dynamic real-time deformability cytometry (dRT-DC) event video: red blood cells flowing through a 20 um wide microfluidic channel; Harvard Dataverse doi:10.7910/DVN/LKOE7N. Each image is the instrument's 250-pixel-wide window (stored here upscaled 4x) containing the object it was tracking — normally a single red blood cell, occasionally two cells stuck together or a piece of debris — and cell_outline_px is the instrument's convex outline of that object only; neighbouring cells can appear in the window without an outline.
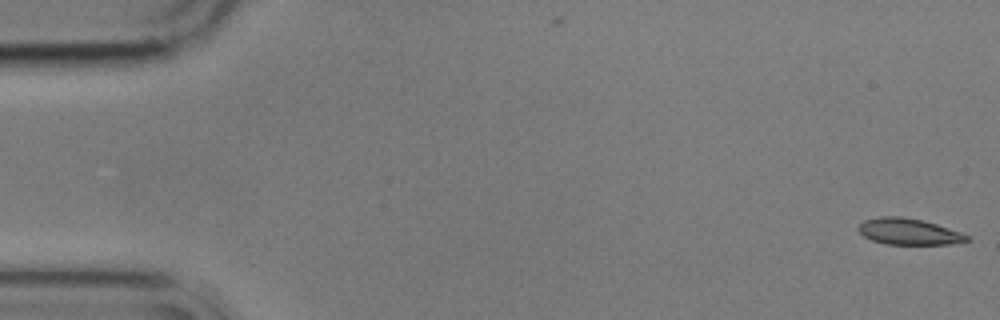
{"species": "common noctule bat (a hibernating species)", "species_latin": "Nyctalus noctula", "temperature_condition": "cold", "stored_images_in_passage": 56, "camera_frame_rate_fps": 3000, "um_per_image_px": 0.085, "animal": {"sex": "male", "body_mass_g": 17.9}, "frame": {"image": 1, "passage_image": 1, "time_ms": 0.0, "image_size_px": [1000, 320], "cell_outline_px": [[972, 240], [948, 244], [884, 244], [872, 240], [864, 236], [856, 228], [864, 220], [880, 216], [900, 216], [920, 220], [936, 224], [960, 232], [968, 236]], "centroid_in_image_um": [77.21, 19.68], "position_along_channel_um": 7.8, "area_um2": 16.47}}
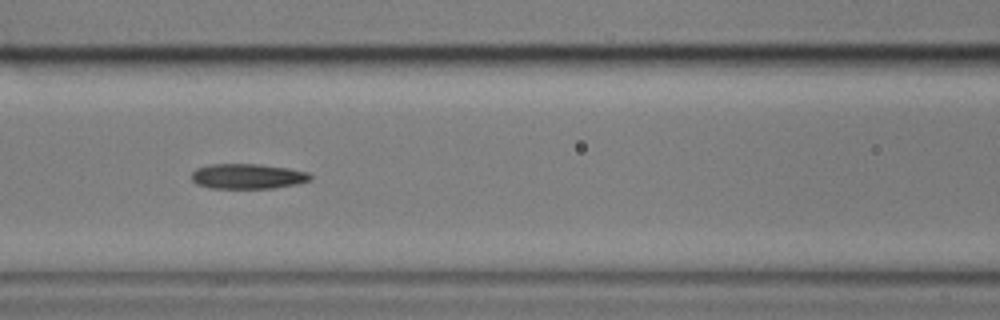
{"frame": {"image": 2, "passage_image": 24, "time_ms": 7.667, "image_size_px": [1000, 320], "cell_outline_px": [[312, 180], [296, 184], [272, 188], [212, 188], [196, 184], [192, 180], [192, 172], [196, 168], [208, 164], [260, 164], [288, 168], [308, 172], [312, 176]], "centroid_in_image_um": [21.05, 14.98], "position_along_channel_um": 145.6, "area_um2": 17.46}}
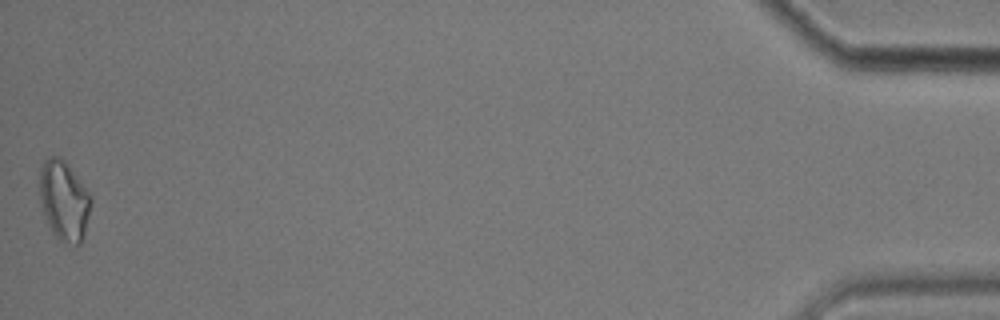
{"frame": {"image": 3, "passage_image": 56, "time_ms": 18.333, "image_size_px": [1000, 320], "cell_outline_px": [[92, 200], [84, 236], [80, 244], [76, 244], [60, 240], [52, 232], [48, 224], [40, 200], [40, 168], [44, 160], [52, 156], [60, 156], [64, 160], [92, 196]], "centroid_in_image_um": [5.45, 17.03], "position_along_channel_um": 429.8, "area_um2": 23.58}, "authors_computed_cell_mechanics": {"area_um2": 17.5712, "velocity_mm_per_s": 3.5441, "shape_relaxation_time_tau1_ms": null, "shape_relaxation_time_tau2_ms": 10.8157, "deformation_change_tau1": null, "deformation_change_tau2": 0.2267}}